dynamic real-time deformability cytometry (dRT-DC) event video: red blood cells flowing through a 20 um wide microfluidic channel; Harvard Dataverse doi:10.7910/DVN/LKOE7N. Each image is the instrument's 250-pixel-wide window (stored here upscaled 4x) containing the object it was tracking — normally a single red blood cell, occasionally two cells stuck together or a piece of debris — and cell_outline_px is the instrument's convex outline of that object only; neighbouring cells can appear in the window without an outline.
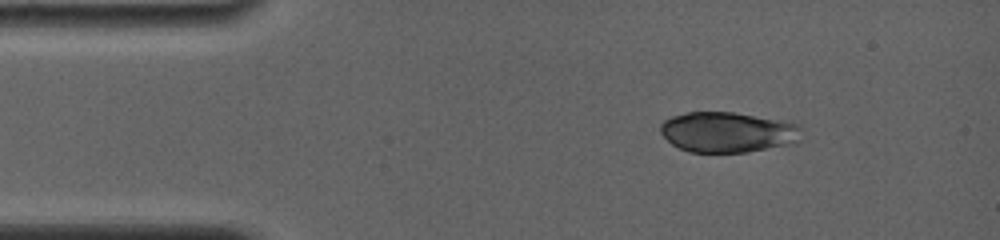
{"species": "common noctule bat (a hibernating species)", "species_latin": "Nyctalus noctula", "temperature_condition": "room temperature", "stored_images_in_passage": 7, "camera_frame_rate_fps": 4000, "um_per_image_px": 0.085, "animal": {"sex": "female", "body_mass_g": 19.0, "forearm_length_mm": 56.7}, "frame": {"image": 1, "passage_image": 3, "time_ms": 1.0, "image_size_px": [1000, 240], "cell_outline_px": [[804, 128], [800, 140], [796, 144], [748, 152], [688, 152], [672, 144], [660, 132], [660, 124], [664, 120], [672, 116], [688, 112], [732, 112], [784, 120], [800, 124]], "centroid_in_image_um": [61.94, 11.23], "position_along_channel_um": 23.1, "area_um2": 33.81}}